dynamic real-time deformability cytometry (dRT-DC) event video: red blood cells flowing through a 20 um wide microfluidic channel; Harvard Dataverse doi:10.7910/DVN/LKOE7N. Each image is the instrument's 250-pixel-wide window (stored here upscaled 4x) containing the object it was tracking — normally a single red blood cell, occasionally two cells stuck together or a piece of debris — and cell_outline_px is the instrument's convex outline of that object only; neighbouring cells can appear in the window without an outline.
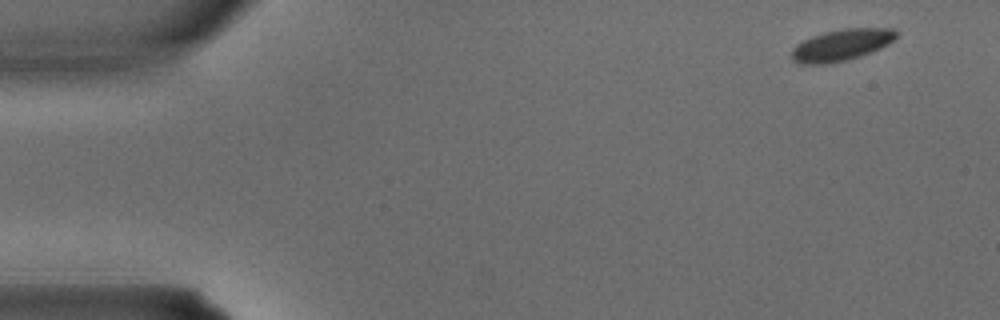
{"species": "common noctule bat (a hibernating species)", "species_latin": "Nyctalus noctula", "temperature_condition": "warm", "stored_images_in_passage": 3, "camera_frame_rate_fps": 3000, "um_per_image_px": 0.085, "animal": {"sex": "male", "body_mass_g": 15.6}, "frame": {"image": 1, "passage_image": 1, "time_ms": 0.0, "image_size_px": [1000, 320], "cell_outline_px": [[896, 36], [888, 44], [880, 48], [860, 56], [848, 60], [828, 64], [800, 64], [792, 60], [792, 48], [796, 44], [804, 40], [828, 32], [848, 28], [892, 28], [896, 32]], "centroid_in_image_um": [71.51, 3.85], "position_along_channel_um": 13.5, "area_um2": 18.9}}
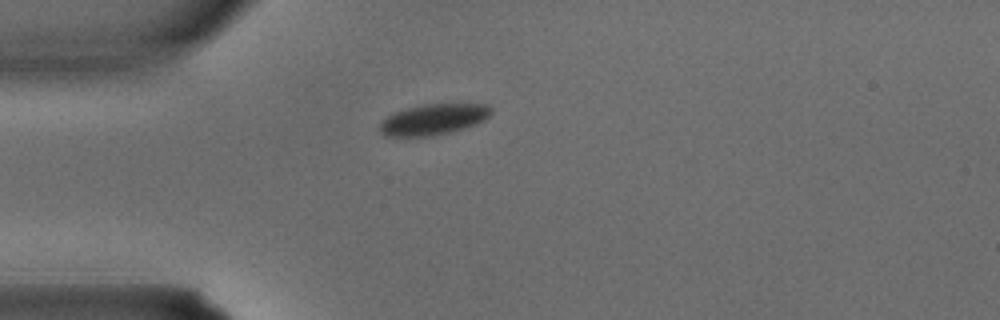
{"frame": {"image": 2, "passage_image": 3, "time_ms": 0.667, "image_size_px": [1000, 320], "cell_outline_px": [[492, 112], [484, 120], [476, 124], [448, 132], [428, 136], [384, 136], [380, 132], [380, 124], [392, 112], [424, 104], [488, 104], [492, 108]], "centroid_in_image_um": [36.84, 10.14], "position_along_channel_um": 48.2, "area_um2": 19.77}}